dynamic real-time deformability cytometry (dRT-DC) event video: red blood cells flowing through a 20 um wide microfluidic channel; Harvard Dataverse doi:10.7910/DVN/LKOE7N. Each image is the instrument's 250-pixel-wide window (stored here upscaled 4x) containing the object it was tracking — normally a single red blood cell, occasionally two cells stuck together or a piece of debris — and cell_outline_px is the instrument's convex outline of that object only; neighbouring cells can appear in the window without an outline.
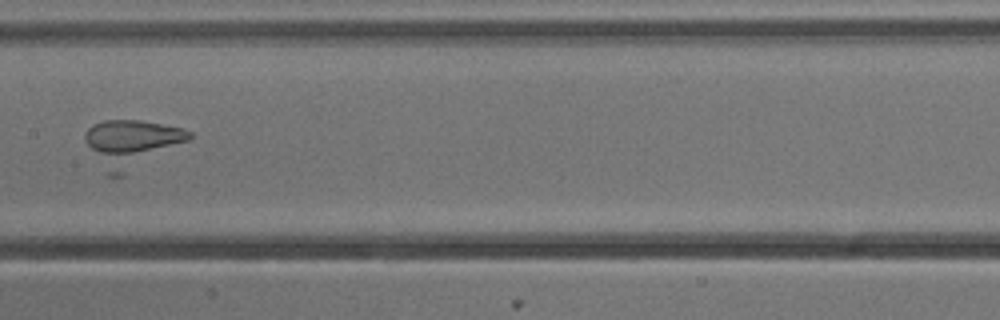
{"species": "common noctule bat (a hibernating species)", "species_latin": "Nyctalus noctula", "temperature_condition": "cold", "stored_images_in_passage": 9, "camera_frame_rate_fps": 3000, "um_per_image_px": 0.085, "animal": {"sex": "male", "body_mass_g": 13.3}, "frame": {"image": 1, "passage_image": 7, "time_ms": 2.0, "image_size_px": [1000, 320], "cell_outline_px": [[192, 136], [188, 140], [120, 156], [108, 156], [92, 148], [84, 140], [84, 132], [88, 128], [104, 120], [140, 120], [180, 128], [192, 132]], "centroid_in_image_um": [11.21, 11.6], "position_along_channel_um": 196.2, "area_um2": 19.71}}